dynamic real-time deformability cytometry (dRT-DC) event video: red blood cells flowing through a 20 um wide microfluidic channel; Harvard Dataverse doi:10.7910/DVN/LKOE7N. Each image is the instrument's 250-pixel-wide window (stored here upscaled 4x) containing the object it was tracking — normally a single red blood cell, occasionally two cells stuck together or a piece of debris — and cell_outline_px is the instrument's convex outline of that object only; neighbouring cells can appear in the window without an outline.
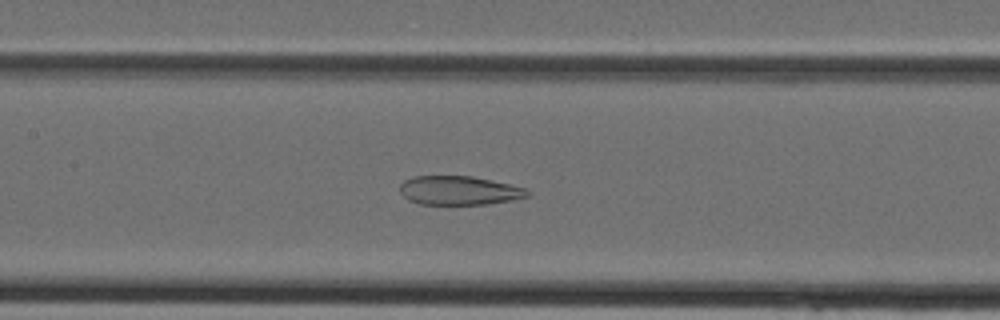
{"species": "Egyptian fruit bat (a non-hibernating species)", "species_latin": "Rousettus aegyptiacus", "temperature_condition": "cold", "stored_images_in_passage": 34, "camera_frame_rate_fps": 3000, "um_per_image_px": 0.085, "animal": {"sex": "female"}, "frame": {"image": 1, "passage_image": 13, "time_ms": 4.0, "image_size_px": [1000, 320], "cell_outline_px": [[528, 196], [512, 200], [488, 204], [420, 204], [408, 200], [400, 192], [400, 184], [404, 180], [412, 176], [472, 176], [508, 184], [524, 188], [528, 192]], "centroid_in_image_um": [38.97, 16.19], "position_along_channel_um": 168.4, "area_um2": 21.33}}
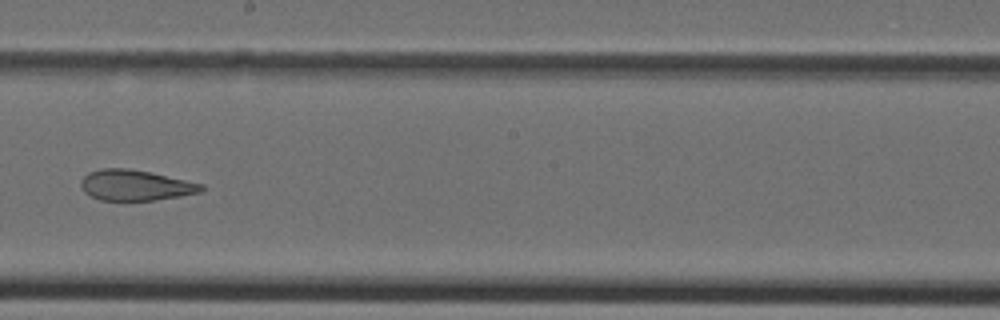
{"frame": {"image": 2, "passage_image": 17, "time_ms": 5.333, "image_size_px": [1000, 320], "cell_outline_px": [[204, 188], [200, 192], [180, 196], [156, 200], [100, 200], [88, 196], [84, 192], [80, 184], [80, 180], [88, 172], [100, 168], [128, 168], [148, 172], [204, 184]], "centroid_in_image_um": [11.46, 15.75], "position_along_channel_um": 236.7, "area_um2": 21.5}}
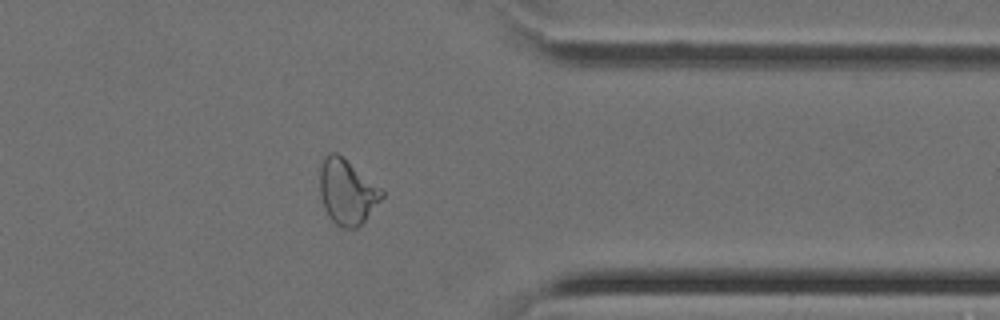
{"frame": {"image": 3, "passage_image": 26, "time_ms": 8.333, "image_size_px": [1000, 320], "cell_outline_px": [[384, 196], [364, 220], [356, 228], [340, 228], [328, 216], [324, 208], [320, 196], [320, 168], [328, 152], [336, 152], [384, 188]], "centroid_in_image_um": [29.51, 16.3], "position_along_channel_um": 381.9, "area_um2": 23.58}}